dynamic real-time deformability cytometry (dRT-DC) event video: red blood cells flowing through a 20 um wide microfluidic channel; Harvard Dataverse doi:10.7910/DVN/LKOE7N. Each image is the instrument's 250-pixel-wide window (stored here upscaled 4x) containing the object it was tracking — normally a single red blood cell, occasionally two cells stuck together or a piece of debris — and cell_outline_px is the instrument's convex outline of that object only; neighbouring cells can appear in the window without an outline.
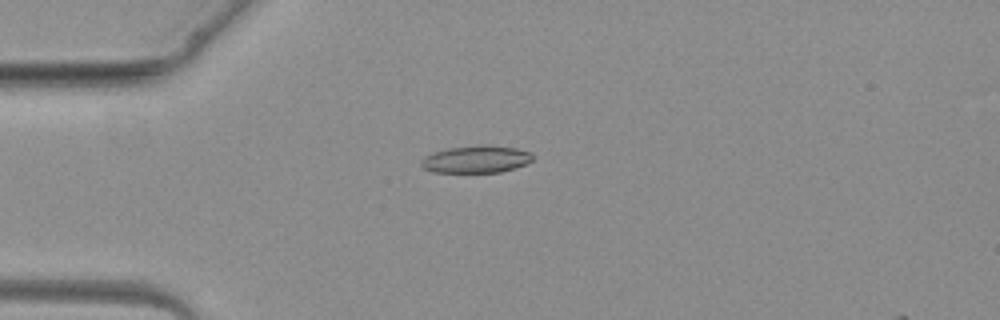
{"species": "common noctule bat (a hibernating species)", "species_latin": "Nyctalus noctula", "temperature_condition": "warm", "stored_images_in_passage": 3, "camera_frame_rate_fps": 3000, "um_per_image_px": 0.085, "animal": {"sex": "female", "body_mass_g": 19.3, "forearm_length_mm": 54.1}, "frame": {"image": 1, "passage_image": 2, "time_ms": 2.333, "image_size_px": [1000, 320], "cell_outline_px": [[536, 156], [532, 160], [516, 168], [500, 172], [432, 172], [424, 168], [420, 164], [420, 160], [424, 156], [432, 152], [448, 148], [476, 144], [488, 144], [516, 148], [532, 152]], "centroid_in_image_um": [40.48, 13.51], "position_along_channel_um": 44.5, "area_um2": 18.15}}